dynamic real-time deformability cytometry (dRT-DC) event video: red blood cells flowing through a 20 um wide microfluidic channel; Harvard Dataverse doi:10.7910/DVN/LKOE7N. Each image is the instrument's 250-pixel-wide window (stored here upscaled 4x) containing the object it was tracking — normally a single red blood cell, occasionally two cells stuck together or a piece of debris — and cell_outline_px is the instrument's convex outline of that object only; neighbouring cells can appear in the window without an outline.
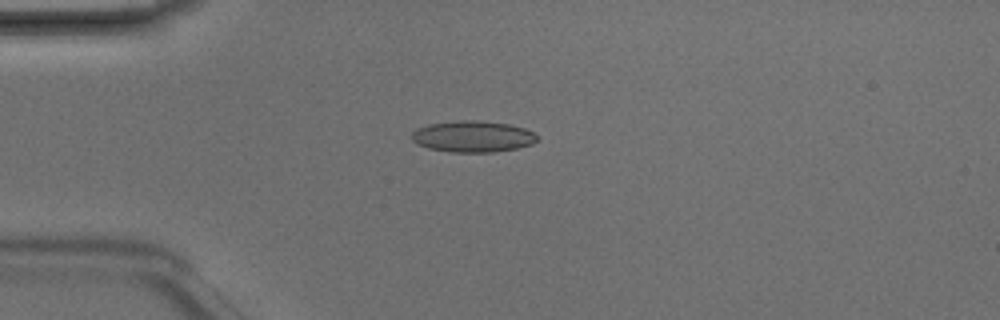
{"species": "Egyptian fruit bat (a non-hibernating species)", "species_latin": "Rousettus aegyptiacus", "temperature_condition": "room temperature", "stored_images_in_passage": 4, "camera_frame_rate_fps": 3000, "um_per_image_px": 0.085, "animal": {"sex": "male"}, "frame": {"image": 1, "passage_image": 4, "time_ms": 1.0, "image_size_px": [1000, 320], "cell_outline_px": [[536, 140], [532, 144], [516, 148], [492, 152], [448, 152], [428, 148], [416, 144], [412, 140], [412, 132], [416, 128], [428, 124], [460, 120], [476, 120], [508, 124], [524, 128], [532, 132], [536, 136]], "centroid_in_image_um": [40.13, 11.6], "position_along_channel_um": 44.9, "area_um2": 22.83}}